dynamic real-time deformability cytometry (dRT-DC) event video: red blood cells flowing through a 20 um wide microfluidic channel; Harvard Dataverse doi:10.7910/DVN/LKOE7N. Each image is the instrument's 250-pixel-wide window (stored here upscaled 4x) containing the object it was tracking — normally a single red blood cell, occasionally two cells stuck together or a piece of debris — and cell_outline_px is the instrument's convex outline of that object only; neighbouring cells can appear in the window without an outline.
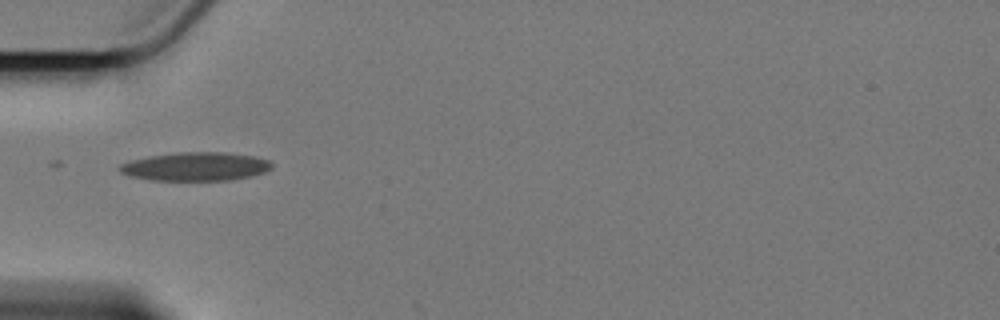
{"species": "Egyptian fruit bat (a non-hibernating species)", "species_latin": "Rousettus aegyptiacus", "temperature_condition": "cold", "stored_images_in_passage": 3, "camera_frame_rate_fps": 3000, "um_per_image_px": 0.085, "animal": {"sex": "female"}, "frame": {"image": 1, "passage_image": 1, "time_ms": 0.0, "image_size_px": [1000, 320], "cell_outline_px": [[272, 168], [264, 172], [252, 176], [228, 180], [148, 180], [128, 176], [120, 172], [116, 168], [120, 164], [132, 160], [148, 156], [176, 152], [224, 152], [252, 156], [268, 160], [272, 164]], "centroid_in_image_um": [16.57, 14.15], "position_along_channel_um": 68.4, "area_um2": 25.43}}